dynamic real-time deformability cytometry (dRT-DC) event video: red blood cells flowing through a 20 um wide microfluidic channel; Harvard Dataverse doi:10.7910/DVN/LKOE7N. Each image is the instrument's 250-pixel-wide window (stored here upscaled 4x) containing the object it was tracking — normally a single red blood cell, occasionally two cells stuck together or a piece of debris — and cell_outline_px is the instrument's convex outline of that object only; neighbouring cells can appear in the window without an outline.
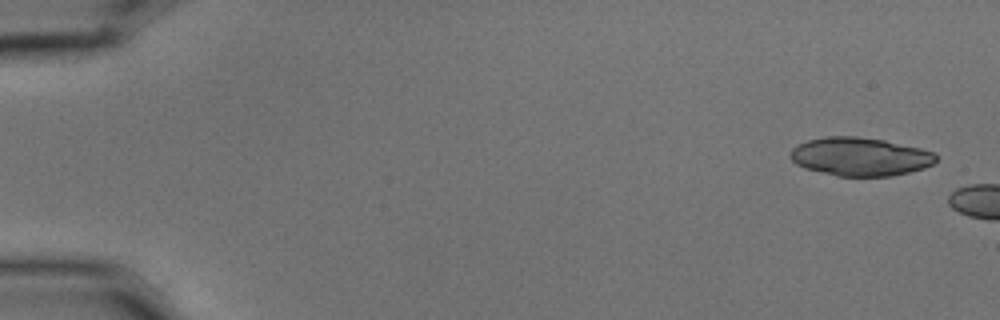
{"species": "common noctule bat (a hibernating species)", "species_latin": "Nyctalus noctula", "temperature_condition": "cold", "stored_images_in_passage": 5, "camera_frame_rate_fps": 3000, "um_per_image_px": 0.085, "animal": {"sex": "male", "body_mass_g": 15.6}, "frame": {"image": 1, "passage_image": 1, "time_ms": 0.0, "image_size_px": [1000, 320], "cell_outline_px": [[936, 160], [932, 164], [924, 168], [892, 176], [836, 176], [804, 168], [796, 164], [788, 156], [792, 148], [796, 144], [808, 140], [828, 136], [856, 136], [884, 140], [920, 148], [936, 152]], "centroid_in_image_um": [73.08, 13.31], "position_along_channel_um": 11.9, "area_um2": 32.77}}